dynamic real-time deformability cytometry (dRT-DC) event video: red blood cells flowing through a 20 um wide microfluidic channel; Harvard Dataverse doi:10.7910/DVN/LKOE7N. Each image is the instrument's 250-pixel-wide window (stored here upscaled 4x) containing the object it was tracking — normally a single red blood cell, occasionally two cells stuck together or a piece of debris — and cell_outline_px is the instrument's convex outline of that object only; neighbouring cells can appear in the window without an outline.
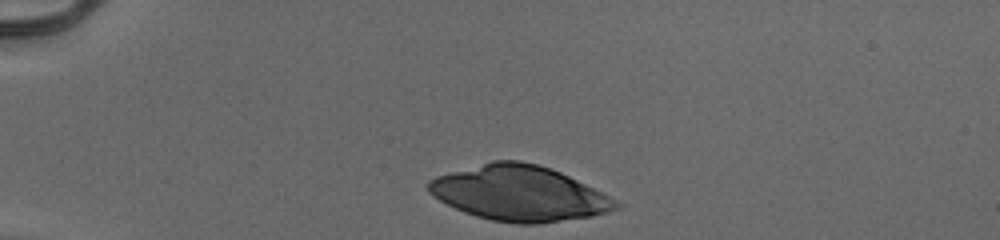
{"species": "human", "species_latin": "Homo sapiens", "temperature_condition": "cold", "stored_images_in_passage": 32, "camera_frame_rate_fps": 3000, "um_per_image_px": 0.085, "donor": {"sex": "male"}, "frame": {"image": 1, "passage_image": 1, "time_ms": 0.0, "image_size_px": [1000, 240], "cell_outline_px": [[624, 204], [620, 208], [608, 212], [592, 216], [540, 224], [516, 224], [492, 220], [476, 216], [464, 212], [432, 196], [428, 192], [424, 184], [428, 180], [436, 176], [492, 160], [520, 160], [536, 164], [560, 172]], "centroid_in_image_um": [44.1, 16.44], "position_along_channel_um": 40.9, "area_um2": 60.17}}